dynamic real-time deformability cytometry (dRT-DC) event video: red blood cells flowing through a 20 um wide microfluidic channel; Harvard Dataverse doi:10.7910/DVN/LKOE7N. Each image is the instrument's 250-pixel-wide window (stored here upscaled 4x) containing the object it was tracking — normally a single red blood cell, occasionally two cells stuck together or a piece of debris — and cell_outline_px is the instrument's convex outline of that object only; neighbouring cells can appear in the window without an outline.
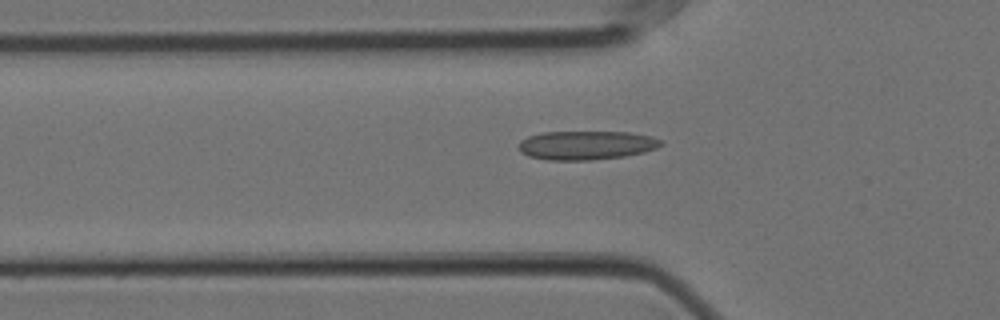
{"species": "Egyptian fruit bat (a non-hibernating species)", "species_latin": "Rousettus aegyptiacus", "temperature_condition": "cold", "stored_images_in_passage": 47, "camera_frame_rate_fps": 3000, "um_per_image_px": 0.085, "animal": {"sex": "female"}, "frame": {"image": 1, "passage_image": 16, "time_ms": 5.0, "image_size_px": [1000, 320], "cell_outline_px": [[664, 144], [656, 148], [644, 152], [624, 156], [592, 160], [548, 160], [528, 156], [520, 152], [520, 140], [528, 136], [544, 132], [628, 132], [652, 136], [664, 140]], "centroid_in_image_um": [49.87, 12.34], "position_along_channel_um": 75.9, "area_um2": 24.04}}
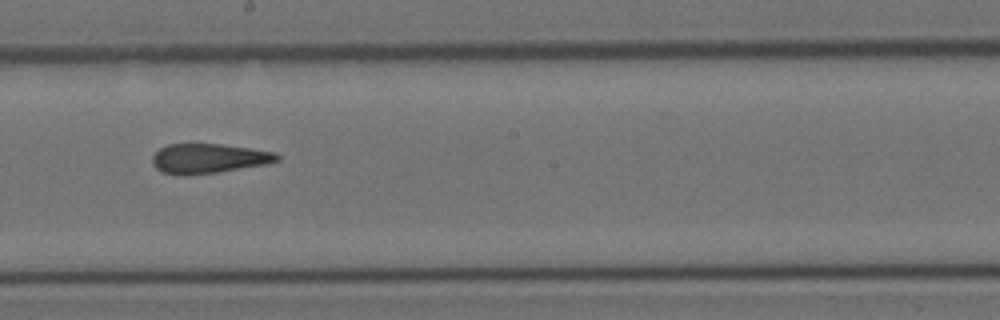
{"frame": {"image": 2, "passage_image": 29, "time_ms": 9.333, "image_size_px": [1000, 320], "cell_outline_px": [[280, 160], [268, 164], [216, 172], [184, 176], [180, 176], [160, 172], [152, 164], [152, 156], [160, 148], [168, 144], [220, 144], [252, 148], [276, 152], [280, 156]], "centroid_in_image_um": [17.73, 13.48], "position_along_channel_um": 230.5, "area_um2": 21.79}}
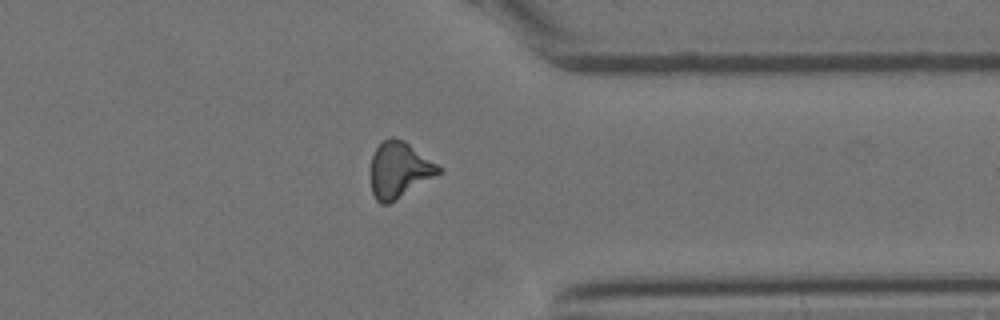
{"frame": {"image": 3, "passage_image": 42, "time_ms": 13.667, "image_size_px": [1000, 320], "cell_outline_px": [[444, 172], [396, 200], [388, 204], [380, 204], [376, 200], [372, 192], [368, 172], [368, 168], [372, 156], [376, 148], [388, 136], [392, 136], [404, 140], [444, 168]], "centroid_in_image_um": [33.93, 14.44], "position_along_channel_um": 377.5, "area_um2": 22.95}}